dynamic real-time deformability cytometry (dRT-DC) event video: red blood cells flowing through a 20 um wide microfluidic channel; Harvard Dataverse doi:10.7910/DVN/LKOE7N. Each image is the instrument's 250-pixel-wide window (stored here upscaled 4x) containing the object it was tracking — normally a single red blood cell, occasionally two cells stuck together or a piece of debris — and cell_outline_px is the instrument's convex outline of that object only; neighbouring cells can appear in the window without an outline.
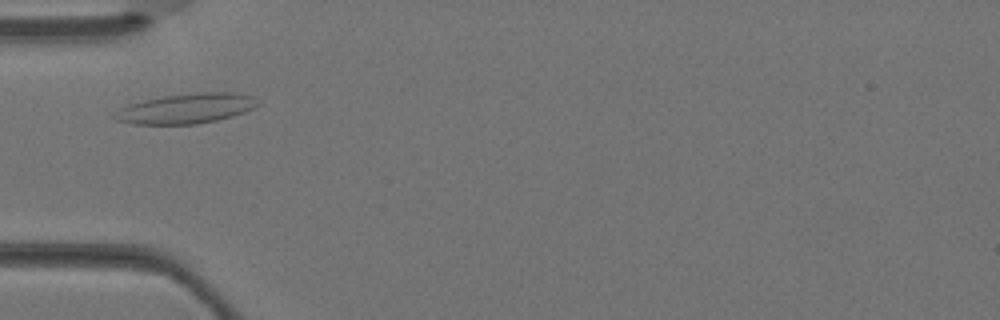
{"species": "Egyptian fruit bat (a non-hibernating species)", "species_latin": "Rousettus aegyptiacus", "temperature_condition": "warm", "stored_images_in_passage": 1, "camera_frame_rate_fps": 3000, "um_per_image_px": 0.085, "animal": {"sex": "female"}, "frame": {"image": 1, "passage_image": 1, "time_ms": 0.0, "image_size_px": [1000, 320], "cell_outline_px": [[260, 104], [244, 112], [232, 116], [216, 120], [196, 124], [132, 124], [116, 120], [112, 116], [120, 108], [128, 104], [144, 100], [164, 96], [200, 92], [232, 92], [252, 96], [260, 100]], "centroid_in_image_um": [15.83, 9.22], "position_along_channel_um": 69.2, "area_um2": 24.97}}